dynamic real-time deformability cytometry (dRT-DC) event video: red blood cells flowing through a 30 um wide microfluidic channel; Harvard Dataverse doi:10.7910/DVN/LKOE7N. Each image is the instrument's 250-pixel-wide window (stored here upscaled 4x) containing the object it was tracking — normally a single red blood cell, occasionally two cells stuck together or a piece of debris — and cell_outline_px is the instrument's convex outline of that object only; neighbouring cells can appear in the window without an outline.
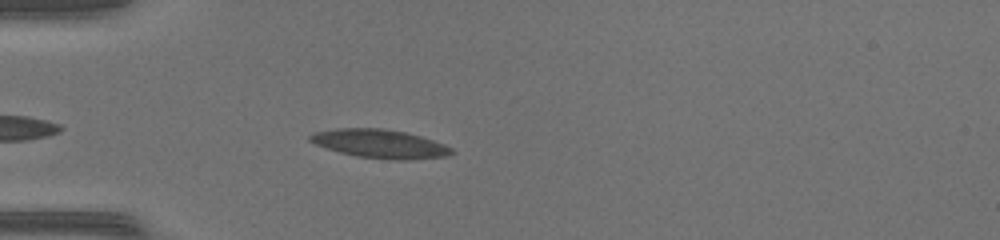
{"species": "common noctule bat (a hibernating species)", "species_latin": "Nyctalus noctula", "temperature_condition": "warm", "stored_images_in_passage": 37, "camera_frame_rate_fps": 3000, "um_per_image_px": 0.085, "animal": {"sex": "female", "body_mass_g": 17.0, "forearm_length_mm": 48.0}, "frame": {"image": 1, "passage_image": 5, "time_ms": 1.333, "image_size_px": [1000, 240], "cell_outline_px": [[456, 152], [448, 156], [404, 160], [396, 160], [356, 156], [340, 152], [316, 144], [308, 140], [308, 136], [316, 132], [336, 128], [384, 128], [404, 132], [420, 136], [444, 144], [452, 148]], "centroid_in_image_um": [32.31, 12.22], "position_along_channel_um": 52.7, "area_um2": 23.47}}
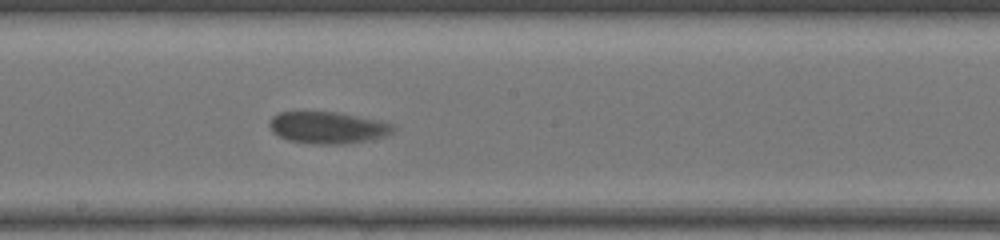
{"frame": {"image": 2, "passage_image": 18, "time_ms": 5.667, "image_size_px": [1000, 240], "cell_outline_px": [[396, 128], [392, 132], [384, 136], [372, 140], [344, 144], [312, 144], [288, 140], [272, 132], [268, 124], [268, 120], [272, 116], [280, 112], [336, 112], [380, 120], [396, 124]], "centroid_in_image_um": [27.88, 10.85], "position_along_channel_um": 220.3, "area_um2": 23.24}}
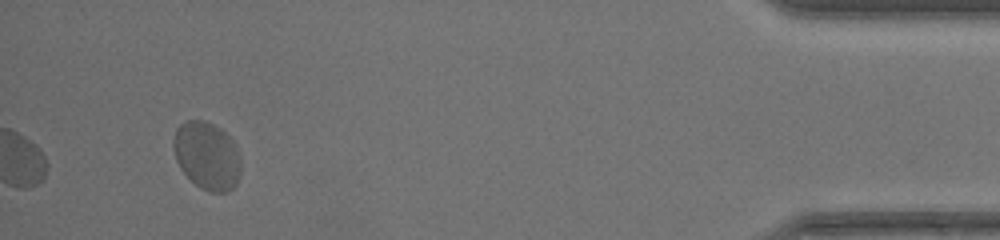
{"frame": {"image": 3, "passage_image": 37, "time_ms": 12.0, "image_size_px": [1000, 240], "cell_outline_px": [[240, 176], [236, 184], [228, 192], [212, 192], [200, 188], [180, 168], [176, 160], [172, 144], [176, 128], [184, 120], [204, 120], [220, 128], [232, 140], [240, 156]], "centroid_in_image_um": [17.58, 13.23], "position_along_channel_um": 417.6, "area_um2": 26.65}, "authors_computed_cell_mechanics": {"area_um2": 22.5998, "velocity_mm_per_s": 4.1909, "shape_relaxation_time_tau1_ms": 9.6372, "shape_relaxation_time_tau2_ms": null, "deformation_change_tau1": 0.2046, "deformation_change_tau2": null}}